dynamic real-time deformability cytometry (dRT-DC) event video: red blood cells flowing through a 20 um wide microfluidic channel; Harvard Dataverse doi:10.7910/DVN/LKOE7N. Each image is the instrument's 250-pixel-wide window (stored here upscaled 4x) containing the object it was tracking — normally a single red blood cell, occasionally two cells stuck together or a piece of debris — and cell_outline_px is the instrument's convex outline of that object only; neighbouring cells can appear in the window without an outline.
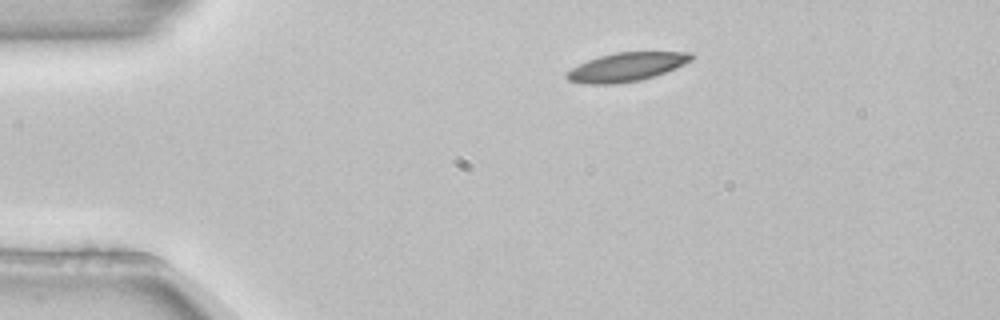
{"species": "common noctule bat (a hibernating species)", "species_latin": "Nyctalus noctula", "temperature_condition": "room temperature", "stored_images_in_passage": 2, "camera_frame_rate_fps": 3000, "um_per_image_px": 0.085, "animal": {"sex": "female", "body_mass_g": 22.7, "forearm_length_mm": 54.2}, "frame": {"image": 1, "passage_image": 1, "time_ms": 0.0, "image_size_px": [1000, 320], "cell_outline_px": [[696, 56], [692, 60], [676, 68], [656, 76], [640, 80], [616, 84], [584, 84], [568, 80], [564, 76], [564, 72], [588, 60], [600, 56], [616, 52], [692, 52]], "centroid_in_image_um": [53.26, 5.7], "position_along_channel_um": 31.7, "area_um2": 21.04}}